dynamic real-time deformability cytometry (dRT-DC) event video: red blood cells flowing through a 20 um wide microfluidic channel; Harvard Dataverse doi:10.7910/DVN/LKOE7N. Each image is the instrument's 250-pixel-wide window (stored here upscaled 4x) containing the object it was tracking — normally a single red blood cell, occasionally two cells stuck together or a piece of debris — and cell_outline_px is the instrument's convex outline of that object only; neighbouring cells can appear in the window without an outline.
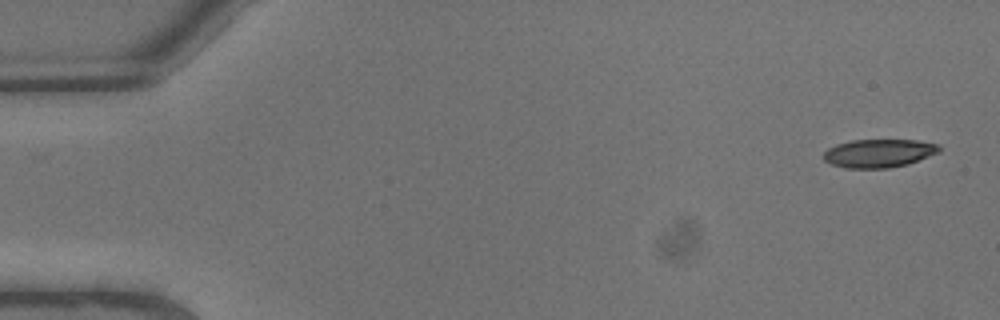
{"species": "common noctule bat (a hibernating species)", "species_latin": "Nyctalus noctula", "temperature_condition": "warm", "stored_images_in_passage": 9, "camera_frame_rate_fps": 3000, "um_per_image_px": 0.085, "animal": {"sex": "male", "body_mass_g": 13.3}, "frame": {"image": 1, "passage_image": 1, "time_ms": 0.0, "image_size_px": [1000, 320], "cell_outline_px": [[940, 152], [908, 164], [888, 168], [844, 168], [832, 164], [824, 160], [824, 152], [828, 148], [836, 144], [852, 140], [916, 140], [940, 144]], "centroid_in_image_um": [74.71, 13.02], "position_along_channel_um": 10.3, "area_um2": 19.13}}
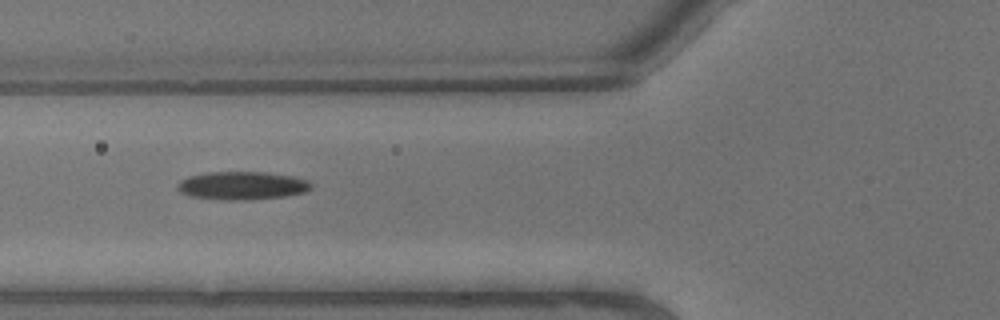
{"frame": {"image": 2, "passage_image": 8, "time_ms": 2.333, "image_size_px": [1000, 320], "cell_outline_px": [[312, 188], [304, 192], [284, 196], [252, 200], [224, 200], [192, 196], [180, 192], [176, 188], [180, 180], [188, 176], [208, 172], [264, 172], [292, 176], [308, 180], [312, 184]], "centroid_in_image_um": [20.58, 15.77], "position_along_channel_um": 105.2, "area_um2": 21.96}}
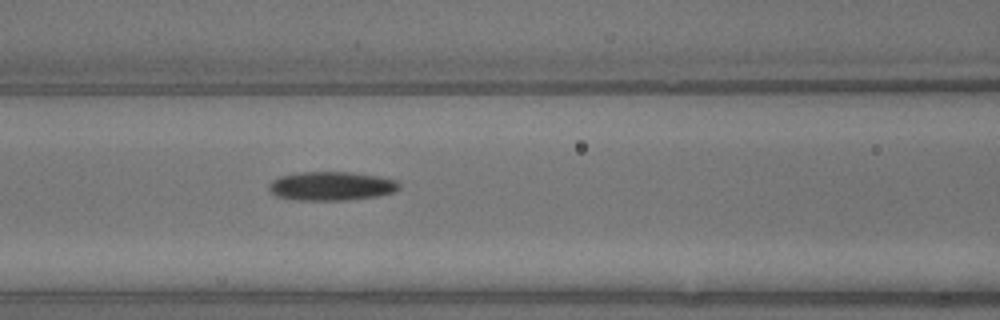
{"frame": {"image": 3, "passage_image": 9, "time_ms": 2.667, "image_size_px": [1000, 320], "cell_outline_px": [[400, 188], [392, 192], [376, 196], [344, 200], [296, 200], [276, 196], [268, 188], [268, 184], [272, 180], [280, 176], [300, 172], [352, 172], [376, 176], [396, 180], [400, 184]], "centroid_in_image_um": [28.13, 15.81], "position_along_channel_um": 138.5, "area_um2": 21.79}}